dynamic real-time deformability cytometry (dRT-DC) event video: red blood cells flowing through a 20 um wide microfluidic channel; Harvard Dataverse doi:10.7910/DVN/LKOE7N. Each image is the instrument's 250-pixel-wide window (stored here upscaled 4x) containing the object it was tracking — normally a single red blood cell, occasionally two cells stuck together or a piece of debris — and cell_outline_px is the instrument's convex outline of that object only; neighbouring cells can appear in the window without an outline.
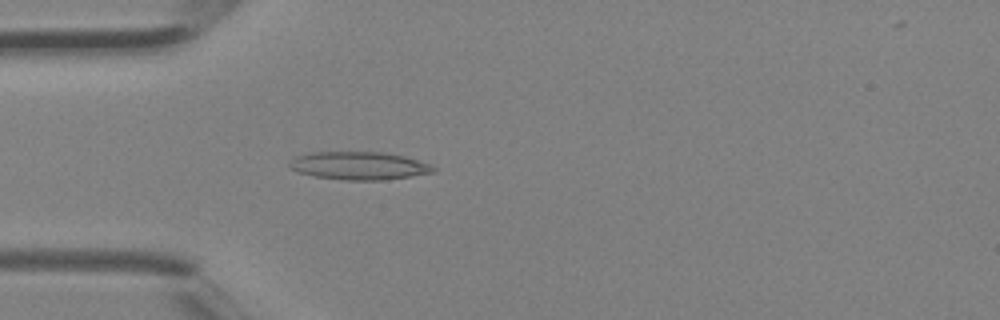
{"species": "Egyptian fruit bat (a non-hibernating species)", "species_latin": "Rousettus aegyptiacus", "temperature_condition": "room temperature", "stored_images_in_passage": 3, "camera_frame_rate_fps": 3000, "um_per_image_px": 0.085, "animal": {"sex": "female"}, "frame": {"image": 1, "passage_image": 3, "time_ms": 0.667, "image_size_px": [1000, 320], "cell_outline_px": [[436, 168], [432, 172], [384, 180], [344, 180], [316, 176], [296, 172], [288, 164], [296, 156], [312, 152], [384, 152], [404, 156], [428, 164]], "centroid_in_image_um": [30.47, 14.08], "position_along_channel_um": 54.5, "area_um2": 23.12}}